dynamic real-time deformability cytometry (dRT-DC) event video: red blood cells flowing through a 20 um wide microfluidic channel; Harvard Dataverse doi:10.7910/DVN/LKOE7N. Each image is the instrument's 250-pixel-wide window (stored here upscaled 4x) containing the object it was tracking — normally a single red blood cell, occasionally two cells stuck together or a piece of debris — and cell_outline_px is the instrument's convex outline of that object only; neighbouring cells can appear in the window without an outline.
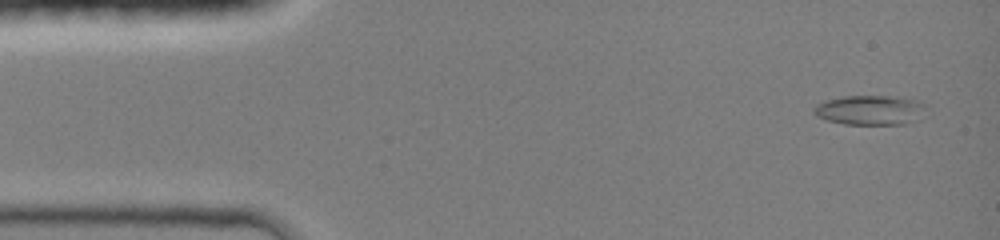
{"species": "common noctule bat (a hibernating species)", "species_latin": "Nyctalus noctula", "temperature_condition": "room temperature", "stored_images_in_passage": 30, "camera_frame_rate_fps": 3000, "um_per_image_px": 0.085, "animal": {"sex": "female", "body_mass_g": 19.0, "forearm_length_mm": 51.5}, "frame": {"image": 1, "passage_image": 2, "time_ms": 0.333, "image_size_px": [1000, 240], "cell_outline_px": [[928, 104], [920, 120], [904, 124], [844, 124], [828, 120], [816, 116], [812, 112], [812, 108], [816, 104], [824, 100], [844, 96], [896, 96]], "centroid_in_image_um": [73.96, 9.36], "position_along_channel_um": 11.0, "area_um2": 19.65}}
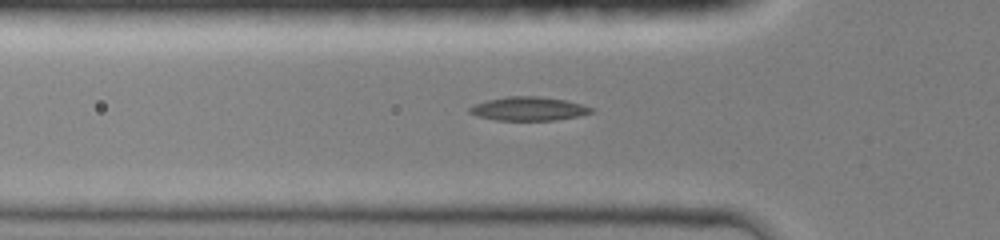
{"frame": {"image": 2, "passage_image": 18, "time_ms": 4.333, "image_size_px": [1000, 240], "cell_outline_px": [[596, 112], [580, 116], [556, 120], [496, 120], [476, 116], [468, 112], [468, 108], [476, 104], [488, 100], [504, 96], [540, 96], [564, 100], [596, 108]], "centroid_in_image_um": [44.97, 9.24], "position_along_channel_um": 80.8, "area_um2": 16.99}}
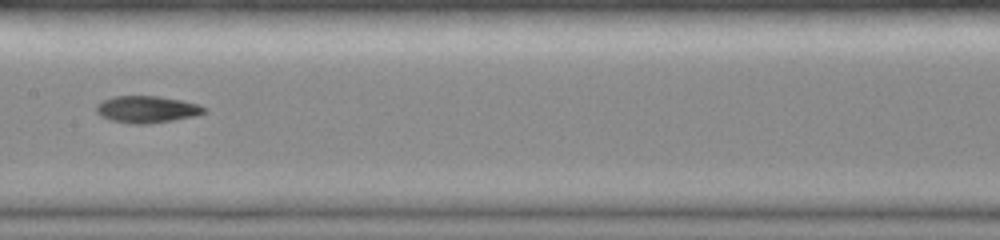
{"frame": {"image": 3, "passage_image": 29, "time_ms": 7.0, "image_size_px": [1000, 240], "cell_outline_px": [[208, 108], [204, 112], [196, 116], [148, 124], [132, 124], [112, 120], [100, 116], [96, 112], [96, 104], [112, 96], [156, 96], [180, 100], [200, 104]], "centroid_in_image_um": [12.48, 9.29], "position_along_channel_um": 194.9, "area_um2": 16.94}}